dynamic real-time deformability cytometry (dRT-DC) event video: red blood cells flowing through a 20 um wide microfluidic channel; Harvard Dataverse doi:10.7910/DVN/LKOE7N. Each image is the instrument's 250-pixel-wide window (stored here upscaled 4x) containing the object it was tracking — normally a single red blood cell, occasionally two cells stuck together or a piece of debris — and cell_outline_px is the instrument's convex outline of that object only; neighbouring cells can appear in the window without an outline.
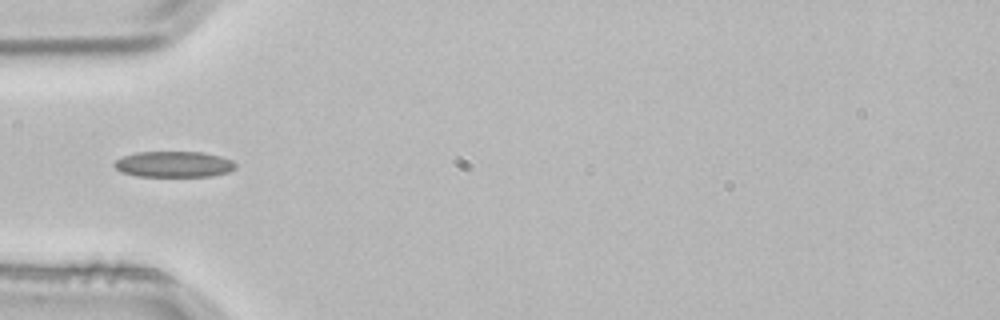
{"species": "common noctule bat (a hibernating species)", "species_latin": "Nyctalus noctula", "temperature_condition": "room temperature", "stored_images_in_passage": 1, "camera_frame_rate_fps": 3000, "um_per_image_px": 0.085, "animal": {"sex": "male", "body_mass_g": 21.5, "forearm_length_mm": 52.0}, "frame": {"image": 1, "passage_image": 1, "time_ms": 0.0, "image_size_px": [1000, 320], "cell_outline_px": [[236, 168], [228, 172], [212, 176], [136, 176], [120, 172], [112, 164], [116, 160], [124, 156], [136, 152], [204, 152], [220, 156], [232, 160], [236, 164]], "centroid_in_image_um": [14.78, 13.96], "position_along_channel_um": 70.2, "area_um2": 18.38}}